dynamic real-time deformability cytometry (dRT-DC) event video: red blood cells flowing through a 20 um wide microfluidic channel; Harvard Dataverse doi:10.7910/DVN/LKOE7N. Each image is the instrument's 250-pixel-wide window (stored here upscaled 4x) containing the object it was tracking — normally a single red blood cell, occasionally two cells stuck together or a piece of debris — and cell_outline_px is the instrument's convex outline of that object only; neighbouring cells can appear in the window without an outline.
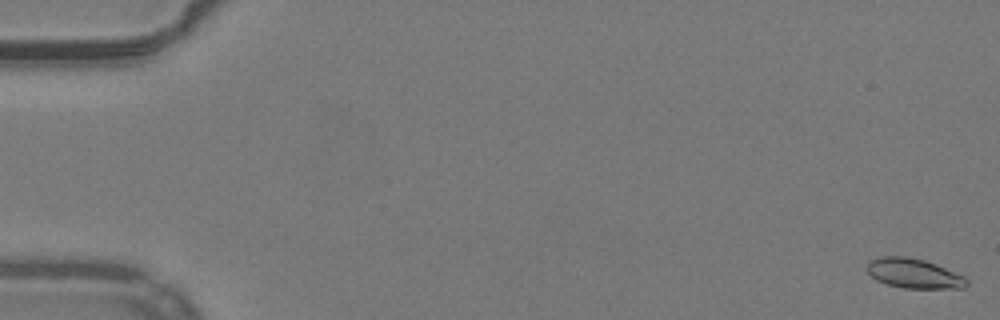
{"species": "common noctule bat (a hibernating species)", "species_latin": "Nyctalus noctula", "temperature_condition": "warm", "stored_images_in_passage": 50, "camera_frame_rate_fps": 3000, "um_per_image_px": 0.085, "animal": {"sex": "male", "body_mass_g": 19.2, "forearm_length_mm": 51.8}, "frame": {"image": 1, "passage_image": 1, "time_ms": 0.0, "image_size_px": [1000, 320], "cell_outline_px": [[968, 284], [964, 288], [904, 288], [884, 284], [876, 280], [864, 268], [868, 260], [880, 256], [908, 256], [924, 260], [936, 264], [964, 276], [968, 280]], "centroid_in_image_um": [77.62, 23.23], "position_along_channel_um": 7.4, "area_um2": 17.51}}
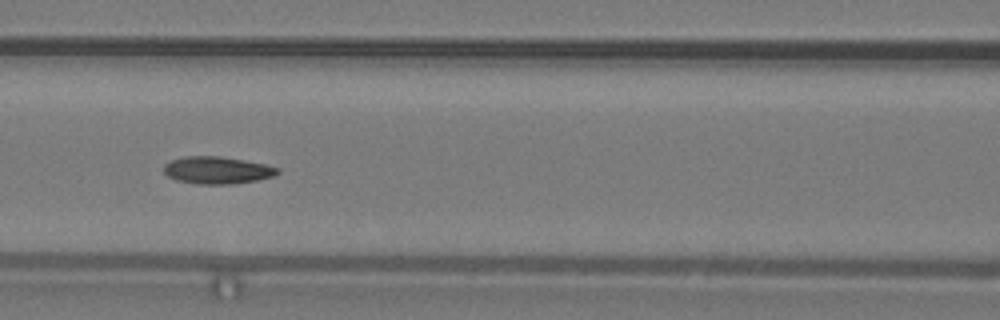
{"frame": {"image": 2, "passage_image": 24, "time_ms": 7.667, "image_size_px": [1000, 320], "cell_outline_px": [[280, 172], [272, 176], [256, 180], [236, 184], [196, 184], [176, 180], [168, 176], [164, 172], [164, 164], [172, 160], [184, 156], [220, 156], [244, 160], [264, 164], [280, 168]], "centroid_in_image_um": [18.45, 14.47], "position_along_channel_um": 148.1, "area_um2": 18.09}}
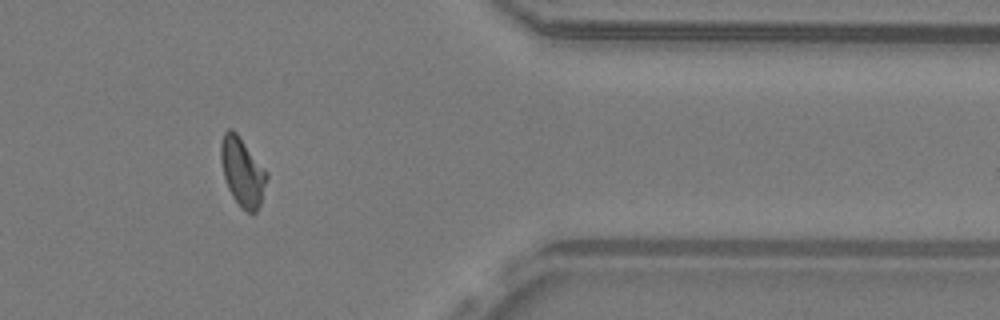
{"frame": {"image": 3, "passage_image": 44, "time_ms": 14.333, "image_size_px": [1000, 320], "cell_outline_px": [[268, 176], [260, 204], [256, 212], [252, 216], [240, 208], [232, 196], [228, 188], [224, 176], [220, 160], [220, 144], [224, 132], [228, 128], [232, 128], [236, 132], [268, 172]], "centroid_in_image_um": [20.6, 14.63], "position_along_channel_um": 390.8, "area_um2": 18.55}, "authors_computed_cell_mechanics": {"area_um2": 17.7157, "velocity_mm_per_s": 3.9588, "shape_relaxation_time_tau1_ms": 7.1458, "shape_relaxation_time_tau2_ms": 4.1498, "deformation_change_tau1": 0.1738, "deformation_change_tau2": 0.0964}}